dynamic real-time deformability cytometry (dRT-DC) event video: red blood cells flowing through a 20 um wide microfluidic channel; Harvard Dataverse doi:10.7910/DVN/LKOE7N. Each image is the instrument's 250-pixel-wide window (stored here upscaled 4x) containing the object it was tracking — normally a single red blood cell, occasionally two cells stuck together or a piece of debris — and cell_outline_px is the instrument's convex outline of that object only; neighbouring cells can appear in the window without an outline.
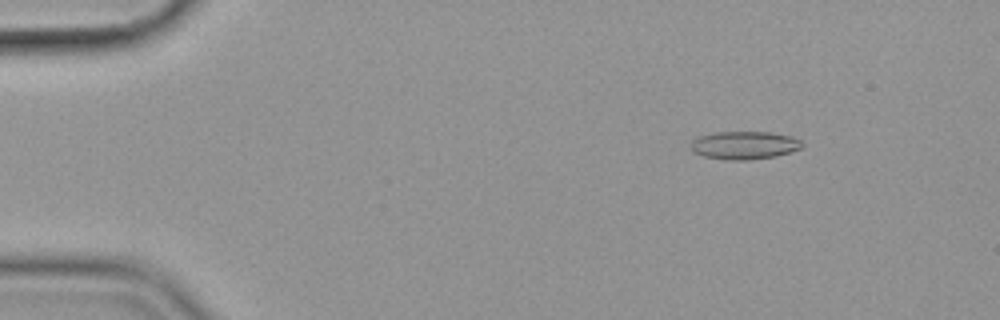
{"species": "common noctule bat (a hibernating species)", "species_latin": "Nyctalus noctula", "temperature_condition": "cold", "stored_images_in_passage": 57, "camera_frame_rate_fps": 3000, "um_per_image_px": 0.085, "animal": {"sex": "female", "body_mass_g": 19.9}, "frame": {"image": 1, "passage_image": 8, "time_ms": 2.333, "image_size_px": [1000, 320], "cell_outline_px": [[804, 144], [800, 148], [776, 156], [748, 160], [728, 160], [704, 156], [692, 152], [688, 144], [692, 140], [700, 136], [716, 132], [772, 132], [788, 136], [800, 140]], "centroid_in_image_um": [63.21, 12.35], "position_along_channel_um": 21.8, "area_um2": 18.15}}
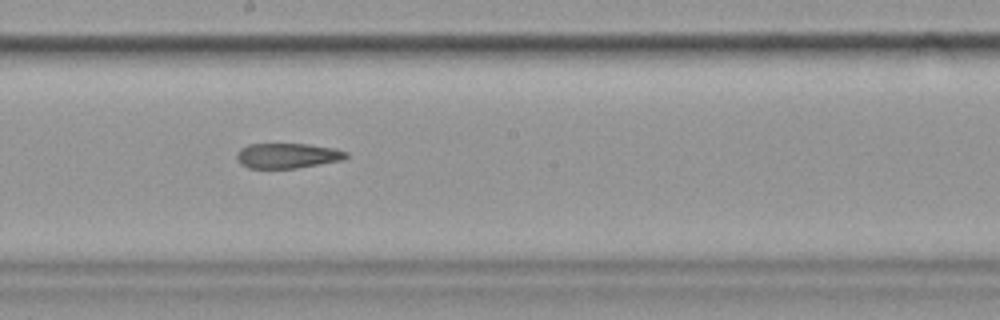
{"frame": {"image": 2, "passage_image": 32, "time_ms": 10.333, "image_size_px": [1000, 320], "cell_outline_px": [[348, 156], [344, 160], [296, 168], [248, 168], [240, 164], [236, 160], [236, 152], [240, 148], [248, 144], [308, 144], [336, 148], [348, 152]], "centroid_in_image_um": [24.42, 13.23], "position_along_channel_um": 223.8, "area_um2": 16.24}}
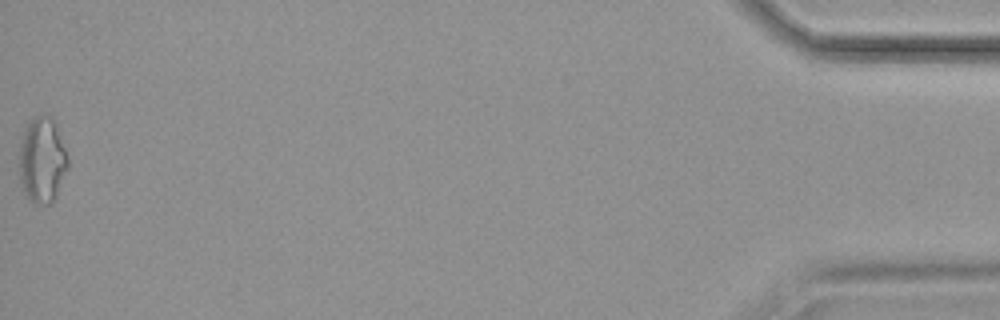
{"frame": {"image": 3, "passage_image": 57, "time_ms": 18.667, "image_size_px": [1000, 320], "cell_outline_px": [[68, 168], [56, 196], [48, 204], [36, 204], [24, 192], [20, 180], [20, 144], [28, 120], [36, 116], [48, 116], [56, 120], [68, 156]], "centroid_in_image_um": [3.61, 13.57], "position_along_channel_um": 431.6, "area_um2": 24.28}, "authors_computed_cell_mechanics": {"area_um2": 17.918, "velocity_mm_per_s": 3.598, "shape_relaxation_time_tau1_ms": null, "shape_relaxation_time_tau2_ms": 9.1475, "deformation_change_tau1": null, "deformation_change_tau2": 0.2212}}